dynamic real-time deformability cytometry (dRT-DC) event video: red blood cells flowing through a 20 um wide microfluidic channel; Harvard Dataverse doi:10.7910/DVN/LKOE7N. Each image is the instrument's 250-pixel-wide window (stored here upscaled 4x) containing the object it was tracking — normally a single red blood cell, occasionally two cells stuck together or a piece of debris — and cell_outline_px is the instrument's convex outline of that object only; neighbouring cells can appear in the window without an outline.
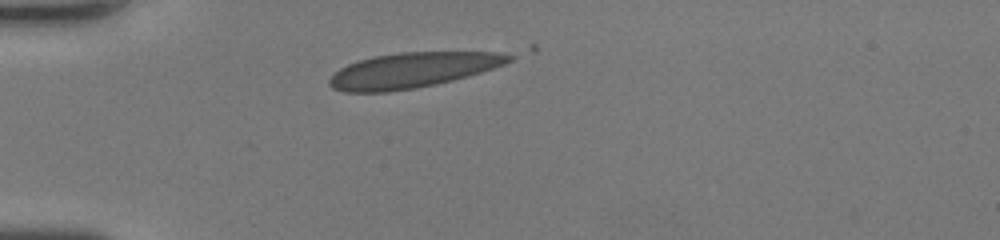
{"species": "human", "species_latin": "Homo sapiens", "temperature_condition": "room temperature", "stored_images_in_passage": 19, "camera_frame_rate_fps": 3000, "um_per_image_px": 0.085, "donor": {"sex": "female"}, "frame": {"image": 1, "passage_image": 1, "time_ms": 0.0, "image_size_px": [1000, 240], "cell_outline_px": [[516, 56], [512, 60], [504, 64], [468, 76], [452, 80], [416, 88], [388, 92], [344, 92], [332, 88], [328, 84], [328, 80], [340, 68], [348, 64], [372, 56], [400, 52], [496, 52]], "centroid_in_image_um": [35.04, 5.96], "position_along_channel_um": 50.0, "area_um2": 36.65}}
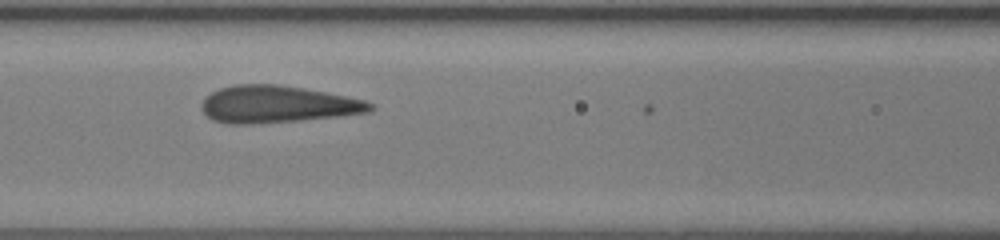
{"frame": {"image": 2, "passage_image": 9, "time_ms": 2.667, "image_size_px": [1000, 240], "cell_outline_px": [[376, 108], [372, 112], [340, 116], [300, 120], [252, 124], [228, 124], [212, 120], [204, 112], [200, 104], [212, 92], [220, 88], [236, 84], [276, 84], [304, 88], [364, 100], [372, 104]], "centroid_in_image_um": [23.58, 8.87], "position_along_channel_um": 143.0, "area_um2": 36.36}}
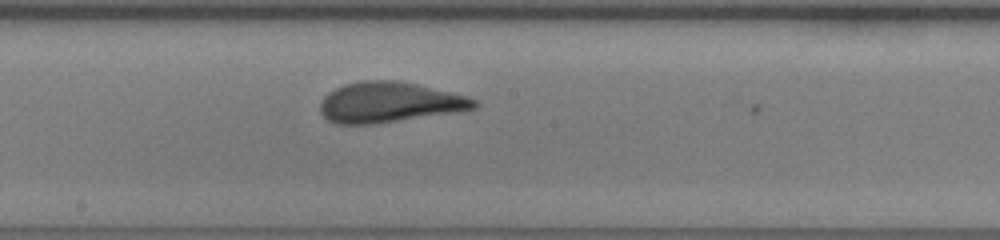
{"frame": {"image": 3, "passage_image": 14, "time_ms": 4.333, "image_size_px": [1000, 240], "cell_outline_px": [[480, 104], [476, 108], [452, 112], [372, 124], [336, 124], [328, 120], [320, 112], [320, 104], [324, 96], [328, 92], [344, 84], [360, 80], [396, 80], [416, 84], [464, 96], [476, 100]], "centroid_in_image_um": [33.02, 8.69], "position_along_channel_um": 215.2, "area_um2": 35.78}}